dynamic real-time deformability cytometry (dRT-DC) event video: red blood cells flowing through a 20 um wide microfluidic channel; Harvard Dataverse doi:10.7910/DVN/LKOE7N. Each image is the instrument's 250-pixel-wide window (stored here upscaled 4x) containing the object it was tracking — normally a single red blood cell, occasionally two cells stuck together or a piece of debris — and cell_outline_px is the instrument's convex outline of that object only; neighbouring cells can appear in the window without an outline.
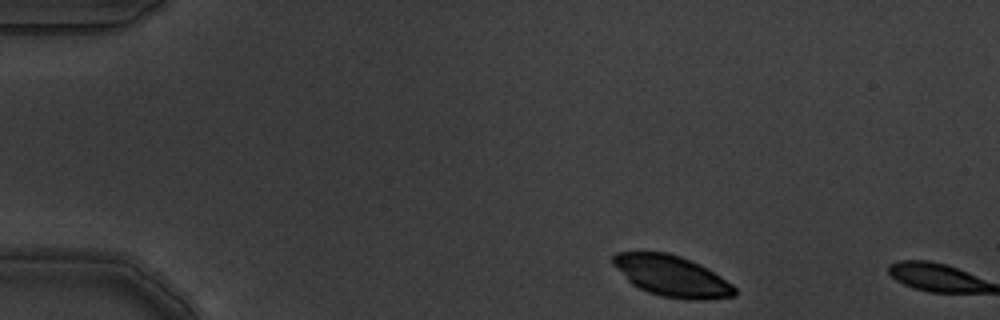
{"species": "common noctule bat (a hibernating species)", "species_latin": "Nyctalus noctula", "temperature_condition": "warm", "stored_images_in_passage": 2, "camera_frame_rate_fps": 3000, "um_per_image_px": 0.085, "animal": {"sex": "male", "body_mass_g": 19.5, "forearm_length_mm": 54.6}, "frame": {"image": 1, "passage_image": 1, "time_ms": 0.0, "image_size_px": [1000, 320], "cell_outline_px": [[736, 296], [704, 300], [684, 300], [660, 296], [648, 292], [632, 284], [612, 264], [612, 256], [616, 252], [668, 252], [680, 256], [700, 264], [708, 268], [732, 284], [736, 288]], "centroid_in_image_um": [57.12, 23.47], "position_along_channel_um": 27.9, "area_um2": 29.19}}